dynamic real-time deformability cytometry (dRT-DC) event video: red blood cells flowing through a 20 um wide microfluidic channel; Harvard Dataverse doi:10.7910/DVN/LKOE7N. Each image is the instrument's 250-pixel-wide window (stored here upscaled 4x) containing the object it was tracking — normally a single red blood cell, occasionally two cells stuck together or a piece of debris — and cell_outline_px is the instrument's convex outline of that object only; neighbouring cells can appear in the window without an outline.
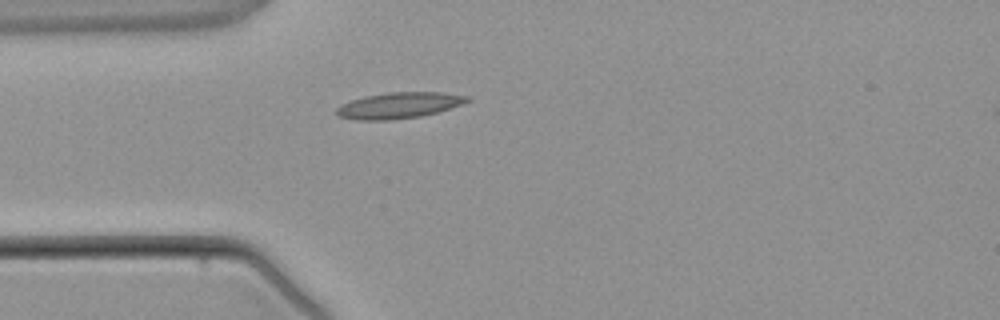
{"species": "common noctule bat (a hibernating species)", "species_latin": "Nyctalus noctula", "temperature_condition": "warm", "stored_images_in_passage": 1, "camera_frame_rate_fps": 3000, "um_per_image_px": 0.085, "animal": {"sex": "male", "body_mass_g": 21.5, "forearm_length_mm": 52.0}, "frame": {"image": 1, "passage_image": 1, "time_ms": 0.0, "image_size_px": [1000, 320], "cell_outline_px": [[472, 100], [436, 112], [420, 116], [392, 120], [356, 120], [336, 116], [336, 108], [340, 104], [364, 96], [388, 92], [440, 92], [468, 96]], "centroid_in_image_um": [33.85, 8.96], "position_along_channel_um": 51.2, "area_um2": 19.77}}